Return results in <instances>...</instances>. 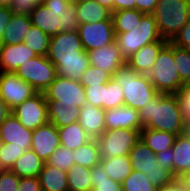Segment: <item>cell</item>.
Returning <instances> with one entry per match:
<instances>
[{
	"mask_svg": "<svg viewBox=\"0 0 190 191\" xmlns=\"http://www.w3.org/2000/svg\"><path fill=\"white\" fill-rule=\"evenodd\" d=\"M47 57L54 64L57 76L80 81L90 66L78 31L59 32L50 36Z\"/></svg>",
	"mask_w": 190,
	"mask_h": 191,
	"instance_id": "6da1fadb",
	"label": "cell"
},
{
	"mask_svg": "<svg viewBox=\"0 0 190 191\" xmlns=\"http://www.w3.org/2000/svg\"><path fill=\"white\" fill-rule=\"evenodd\" d=\"M139 111L142 128L166 131L175 136L185 133L177 94L157 93Z\"/></svg>",
	"mask_w": 190,
	"mask_h": 191,
	"instance_id": "7a4b0ae2",
	"label": "cell"
},
{
	"mask_svg": "<svg viewBox=\"0 0 190 191\" xmlns=\"http://www.w3.org/2000/svg\"><path fill=\"white\" fill-rule=\"evenodd\" d=\"M29 17L31 25L49 36L59 32H75L80 26L75 5L63 0H44L32 10Z\"/></svg>",
	"mask_w": 190,
	"mask_h": 191,
	"instance_id": "3957f363",
	"label": "cell"
},
{
	"mask_svg": "<svg viewBox=\"0 0 190 191\" xmlns=\"http://www.w3.org/2000/svg\"><path fill=\"white\" fill-rule=\"evenodd\" d=\"M112 78L123 90L124 105L136 110H140L158 93L148 75L137 73L127 64L118 68Z\"/></svg>",
	"mask_w": 190,
	"mask_h": 191,
	"instance_id": "277c9868",
	"label": "cell"
},
{
	"mask_svg": "<svg viewBox=\"0 0 190 191\" xmlns=\"http://www.w3.org/2000/svg\"><path fill=\"white\" fill-rule=\"evenodd\" d=\"M152 15L162 39L170 42L190 18V0H158Z\"/></svg>",
	"mask_w": 190,
	"mask_h": 191,
	"instance_id": "5b68a950",
	"label": "cell"
},
{
	"mask_svg": "<svg viewBox=\"0 0 190 191\" xmlns=\"http://www.w3.org/2000/svg\"><path fill=\"white\" fill-rule=\"evenodd\" d=\"M158 93L177 94L182 84L173 57V45L168 42L158 53L151 71L147 74Z\"/></svg>",
	"mask_w": 190,
	"mask_h": 191,
	"instance_id": "8992f818",
	"label": "cell"
},
{
	"mask_svg": "<svg viewBox=\"0 0 190 191\" xmlns=\"http://www.w3.org/2000/svg\"><path fill=\"white\" fill-rule=\"evenodd\" d=\"M129 156L132 169L145 174L156 188L177 180L171 171L160 167L156 154L141 139L134 145Z\"/></svg>",
	"mask_w": 190,
	"mask_h": 191,
	"instance_id": "52a82bcc",
	"label": "cell"
},
{
	"mask_svg": "<svg viewBox=\"0 0 190 191\" xmlns=\"http://www.w3.org/2000/svg\"><path fill=\"white\" fill-rule=\"evenodd\" d=\"M115 35V41L125 61L141 47L162 38L152 14H144L137 27L130 32Z\"/></svg>",
	"mask_w": 190,
	"mask_h": 191,
	"instance_id": "ba28073f",
	"label": "cell"
},
{
	"mask_svg": "<svg viewBox=\"0 0 190 191\" xmlns=\"http://www.w3.org/2000/svg\"><path fill=\"white\" fill-rule=\"evenodd\" d=\"M141 131L133 129H114L105 130L104 133L96 139L100 160L129 155L134 145L140 140Z\"/></svg>",
	"mask_w": 190,
	"mask_h": 191,
	"instance_id": "9c48e42d",
	"label": "cell"
},
{
	"mask_svg": "<svg viewBox=\"0 0 190 191\" xmlns=\"http://www.w3.org/2000/svg\"><path fill=\"white\" fill-rule=\"evenodd\" d=\"M37 92H45L57 76L56 67L47 56L37 55L22 64L15 72Z\"/></svg>",
	"mask_w": 190,
	"mask_h": 191,
	"instance_id": "30bf717a",
	"label": "cell"
},
{
	"mask_svg": "<svg viewBox=\"0 0 190 191\" xmlns=\"http://www.w3.org/2000/svg\"><path fill=\"white\" fill-rule=\"evenodd\" d=\"M46 100L58 101L59 104L80 109L86 104L84 87L78 80L56 76L52 84L44 92Z\"/></svg>",
	"mask_w": 190,
	"mask_h": 191,
	"instance_id": "8fae6325",
	"label": "cell"
},
{
	"mask_svg": "<svg viewBox=\"0 0 190 191\" xmlns=\"http://www.w3.org/2000/svg\"><path fill=\"white\" fill-rule=\"evenodd\" d=\"M14 116L27 129L35 130L49 122L46 98L43 92H37L12 110Z\"/></svg>",
	"mask_w": 190,
	"mask_h": 191,
	"instance_id": "7c38bea8",
	"label": "cell"
},
{
	"mask_svg": "<svg viewBox=\"0 0 190 191\" xmlns=\"http://www.w3.org/2000/svg\"><path fill=\"white\" fill-rule=\"evenodd\" d=\"M78 33L86 52L107 46L116 38L112 19L80 24Z\"/></svg>",
	"mask_w": 190,
	"mask_h": 191,
	"instance_id": "4fadbf2b",
	"label": "cell"
},
{
	"mask_svg": "<svg viewBox=\"0 0 190 191\" xmlns=\"http://www.w3.org/2000/svg\"><path fill=\"white\" fill-rule=\"evenodd\" d=\"M37 91L15 72H0V97L13 110Z\"/></svg>",
	"mask_w": 190,
	"mask_h": 191,
	"instance_id": "5bb4252c",
	"label": "cell"
},
{
	"mask_svg": "<svg viewBox=\"0 0 190 191\" xmlns=\"http://www.w3.org/2000/svg\"><path fill=\"white\" fill-rule=\"evenodd\" d=\"M60 146V137L55 125L48 122L33 130L31 150H33L43 162H47L50 155Z\"/></svg>",
	"mask_w": 190,
	"mask_h": 191,
	"instance_id": "9a60e30c",
	"label": "cell"
},
{
	"mask_svg": "<svg viewBox=\"0 0 190 191\" xmlns=\"http://www.w3.org/2000/svg\"><path fill=\"white\" fill-rule=\"evenodd\" d=\"M33 130L25 128L11 113L0 123V143H12L25 151L31 148Z\"/></svg>",
	"mask_w": 190,
	"mask_h": 191,
	"instance_id": "2e32d148",
	"label": "cell"
},
{
	"mask_svg": "<svg viewBox=\"0 0 190 191\" xmlns=\"http://www.w3.org/2000/svg\"><path fill=\"white\" fill-rule=\"evenodd\" d=\"M87 53L91 66L97 67L111 75H113L118 68L126 64L116 41L107 46L90 50Z\"/></svg>",
	"mask_w": 190,
	"mask_h": 191,
	"instance_id": "e0dca14e",
	"label": "cell"
},
{
	"mask_svg": "<svg viewBox=\"0 0 190 191\" xmlns=\"http://www.w3.org/2000/svg\"><path fill=\"white\" fill-rule=\"evenodd\" d=\"M105 129H133L141 131L139 111L126 105L105 110Z\"/></svg>",
	"mask_w": 190,
	"mask_h": 191,
	"instance_id": "ac0fdd59",
	"label": "cell"
},
{
	"mask_svg": "<svg viewBox=\"0 0 190 191\" xmlns=\"http://www.w3.org/2000/svg\"><path fill=\"white\" fill-rule=\"evenodd\" d=\"M37 56L25 44L0 46V72H16L17 69L31 58Z\"/></svg>",
	"mask_w": 190,
	"mask_h": 191,
	"instance_id": "d6986e66",
	"label": "cell"
},
{
	"mask_svg": "<svg viewBox=\"0 0 190 191\" xmlns=\"http://www.w3.org/2000/svg\"><path fill=\"white\" fill-rule=\"evenodd\" d=\"M167 43V40L161 38L141 47L126 60V64L137 73L147 75L151 71L158 53Z\"/></svg>",
	"mask_w": 190,
	"mask_h": 191,
	"instance_id": "ffe728a7",
	"label": "cell"
},
{
	"mask_svg": "<svg viewBox=\"0 0 190 191\" xmlns=\"http://www.w3.org/2000/svg\"><path fill=\"white\" fill-rule=\"evenodd\" d=\"M78 123L92 139H98L105 129V110L90 104L80 108Z\"/></svg>",
	"mask_w": 190,
	"mask_h": 191,
	"instance_id": "44dd1931",
	"label": "cell"
},
{
	"mask_svg": "<svg viewBox=\"0 0 190 191\" xmlns=\"http://www.w3.org/2000/svg\"><path fill=\"white\" fill-rule=\"evenodd\" d=\"M173 174L179 179L190 169V137L187 133L175 137L173 146Z\"/></svg>",
	"mask_w": 190,
	"mask_h": 191,
	"instance_id": "7402d4cb",
	"label": "cell"
},
{
	"mask_svg": "<svg viewBox=\"0 0 190 191\" xmlns=\"http://www.w3.org/2000/svg\"><path fill=\"white\" fill-rule=\"evenodd\" d=\"M31 21L29 15L12 14L7 27L3 31L1 45H14L24 41Z\"/></svg>",
	"mask_w": 190,
	"mask_h": 191,
	"instance_id": "603a6c76",
	"label": "cell"
},
{
	"mask_svg": "<svg viewBox=\"0 0 190 191\" xmlns=\"http://www.w3.org/2000/svg\"><path fill=\"white\" fill-rule=\"evenodd\" d=\"M75 7L77 19L80 24L112 19V11L100 5L96 0L77 2Z\"/></svg>",
	"mask_w": 190,
	"mask_h": 191,
	"instance_id": "cb8c5ba5",
	"label": "cell"
},
{
	"mask_svg": "<svg viewBox=\"0 0 190 191\" xmlns=\"http://www.w3.org/2000/svg\"><path fill=\"white\" fill-rule=\"evenodd\" d=\"M38 179L42 191H68L67 172L44 163Z\"/></svg>",
	"mask_w": 190,
	"mask_h": 191,
	"instance_id": "d4e9b609",
	"label": "cell"
},
{
	"mask_svg": "<svg viewBox=\"0 0 190 191\" xmlns=\"http://www.w3.org/2000/svg\"><path fill=\"white\" fill-rule=\"evenodd\" d=\"M46 103L49 122L56 127L78 122L80 109H73L69 105L59 104V100H46Z\"/></svg>",
	"mask_w": 190,
	"mask_h": 191,
	"instance_id": "484cf974",
	"label": "cell"
},
{
	"mask_svg": "<svg viewBox=\"0 0 190 191\" xmlns=\"http://www.w3.org/2000/svg\"><path fill=\"white\" fill-rule=\"evenodd\" d=\"M44 163L33 150L29 149L15 161L11 171L20 178L38 177Z\"/></svg>",
	"mask_w": 190,
	"mask_h": 191,
	"instance_id": "4316f807",
	"label": "cell"
},
{
	"mask_svg": "<svg viewBox=\"0 0 190 191\" xmlns=\"http://www.w3.org/2000/svg\"><path fill=\"white\" fill-rule=\"evenodd\" d=\"M57 129L60 137V145L70 150H76L92 140L78 122L57 127Z\"/></svg>",
	"mask_w": 190,
	"mask_h": 191,
	"instance_id": "83f0119b",
	"label": "cell"
},
{
	"mask_svg": "<svg viewBox=\"0 0 190 191\" xmlns=\"http://www.w3.org/2000/svg\"><path fill=\"white\" fill-rule=\"evenodd\" d=\"M100 162L109 177L120 183L125 180L133 170L129 155L114 156L100 160Z\"/></svg>",
	"mask_w": 190,
	"mask_h": 191,
	"instance_id": "f1b7e54d",
	"label": "cell"
},
{
	"mask_svg": "<svg viewBox=\"0 0 190 191\" xmlns=\"http://www.w3.org/2000/svg\"><path fill=\"white\" fill-rule=\"evenodd\" d=\"M175 135L166 131L142 128L140 139L156 154L173 146Z\"/></svg>",
	"mask_w": 190,
	"mask_h": 191,
	"instance_id": "f546056e",
	"label": "cell"
},
{
	"mask_svg": "<svg viewBox=\"0 0 190 191\" xmlns=\"http://www.w3.org/2000/svg\"><path fill=\"white\" fill-rule=\"evenodd\" d=\"M144 13L135 9H122L112 12L115 34L130 32L140 23Z\"/></svg>",
	"mask_w": 190,
	"mask_h": 191,
	"instance_id": "4dcf8cb0",
	"label": "cell"
},
{
	"mask_svg": "<svg viewBox=\"0 0 190 191\" xmlns=\"http://www.w3.org/2000/svg\"><path fill=\"white\" fill-rule=\"evenodd\" d=\"M90 176L91 168L71 166L67 171L68 191H92Z\"/></svg>",
	"mask_w": 190,
	"mask_h": 191,
	"instance_id": "1f68e13d",
	"label": "cell"
},
{
	"mask_svg": "<svg viewBox=\"0 0 190 191\" xmlns=\"http://www.w3.org/2000/svg\"><path fill=\"white\" fill-rule=\"evenodd\" d=\"M92 191H123L120 182L109 177L101 162L91 168Z\"/></svg>",
	"mask_w": 190,
	"mask_h": 191,
	"instance_id": "d6a6232c",
	"label": "cell"
},
{
	"mask_svg": "<svg viewBox=\"0 0 190 191\" xmlns=\"http://www.w3.org/2000/svg\"><path fill=\"white\" fill-rule=\"evenodd\" d=\"M50 36L41 29L31 25L25 34L23 43L36 55L47 56L49 50Z\"/></svg>",
	"mask_w": 190,
	"mask_h": 191,
	"instance_id": "836d02e7",
	"label": "cell"
},
{
	"mask_svg": "<svg viewBox=\"0 0 190 191\" xmlns=\"http://www.w3.org/2000/svg\"><path fill=\"white\" fill-rule=\"evenodd\" d=\"M75 164L92 168L100 162L99 146L96 139H92L78 149L73 150Z\"/></svg>",
	"mask_w": 190,
	"mask_h": 191,
	"instance_id": "e575fe53",
	"label": "cell"
},
{
	"mask_svg": "<svg viewBox=\"0 0 190 191\" xmlns=\"http://www.w3.org/2000/svg\"><path fill=\"white\" fill-rule=\"evenodd\" d=\"M123 191H155L156 187L142 172L132 170L130 175L121 182Z\"/></svg>",
	"mask_w": 190,
	"mask_h": 191,
	"instance_id": "d590c367",
	"label": "cell"
},
{
	"mask_svg": "<svg viewBox=\"0 0 190 191\" xmlns=\"http://www.w3.org/2000/svg\"><path fill=\"white\" fill-rule=\"evenodd\" d=\"M124 105L122 88L113 78L105 83L103 109H111Z\"/></svg>",
	"mask_w": 190,
	"mask_h": 191,
	"instance_id": "8d00e7d4",
	"label": "cell"
},
{
	"mask_svg": "<svg viewBox=\"0 0 190 191\" xmlns=\"http://www.w3.org/2000/svg\"><path fill=\"white\" fill-rule=\"evenodd\" d=\"M48 164L67 172L71 166L75 165L73 150L60 145L49 157Z\"/></svg>",
	"mask_w": 190,
	"mask_h": 191,
	"instance_id": "74e56055",
	"label": "cell"
},
{
	"mask_svg": "<svg viewBox=\"0 0 190 191\" xmlns=\"http://www.w3.org/2000/svg\"><path fill=\"white\" fill-rule=\"evenodd\" d=\"M25 152L12 143H0V165L3 170H11L15 161Z\"/></svg>",
	"mask_w": 190,
	"mask_h": 191,
	"instance_id": "f35d334b",
	"label": "cell"
},
{
	"mask_svg": "<svg viewBox=\"0 0 190 191\" xmlns=\"http://www.w3.org/2000/svg\"><path fill=\"white\" fill-rule=\"evenodd\" d=\"M173 57L180 79L183 82L190 80V50L173 45Z\"/></svg>",
	"mask_w": 190,
	"mask_h": 191,
	"instance_id": "ab89813d",
	"label": "cell"
},
{
	"mask_svg": "<svg viewBox=\"0 0 190 191\" xmlns=\"http://www.w3.org/2000/svg\"><path fill=\"white\" fill-rule=\"evenodd\" d=\"M111 78L110 73L90 65L79 82L85 87L107 83Z\"/></svg>",
	"mask_w": 190,
	"mask_h": 191,
	"instance_id": "60d3db41",
	"label": "cell"
},
{
	"mask_svg": "<svg viewBox=\"0 0 190 191\" xmlns=\"http://www.w3.org/2000/svg\"><path fill=\"white\" fill-rule=\"evenodd\" d=\"M182 119L187 125L190 123V80L182 84L177 93Z\"/></svg>",
	"mask_w": 190,
	"mask_h": 191,
	"instance_id": "b9f144b4",
	"label": "cell"
},
{
	"mask_svg": "<svg viewBox=\"0 0 190 191\" xmlns=\"http://www.w3.org/2000/svg\"><path fill=\"white\" fill-rule=\"evenodd\" d=\"M105 83L85 86L86 103L103 109Z\"/></svg>",
	"mask_w": 190,
	"mask_h": 191,
	"instance_id": "7bdbcfd3",
	"label": "cell"
},
{
	"mask_svg": "<svg viewBox=\"0 0 190 191\" xmlns=\"http://www.w3.org/2000/svg\"><path fill=\"white\" fill-rule=\"evenodd\" d=\"M20 177L11 170L0 172V191H17Z\"/></svg>",
	"mask_w": 190,
	"mask_h": 191,
	"instance_id": "ee69618b",
	"label": "cell"
},
{
	"mask_svg": "<svg viewBox=\"0 0 190 191\" xmlns=\"http://www.w3.org/2000/svg\"><path fill=\"white\" fill-rule=\"evenodd\" d=\"M39 3V0H12L9 9L14 14L29 15Z\"/></svg>",
	"mask_w": 190,
	"mask_h": 191,
	"instance_id": "f6af8a7d",
	"label": "cell"
},
{
	"mask_svg": "<svg viewBox=\"0 0 190 191\" xmlns=\"http://www.w3.org/2000/svg\"><path fill=\"white\" fill-rule=\"evenodd\" d=\"M170 43L176 47L190 50V18Z\"/></svg>",
	"mask_w": 190,
	"mask_h": 191,
	"instance_id": "bcb514c9",
	"label": "cell"
},
{
	"mask_svg": "<svg viewBox=\"0 0 190 191\" xmlns=\"http://www.w3.org/2000/svg\"><path fill=\"white\" fill-rule=\"evenodd\" d=\"M173 151L172 148L164 149L163 151L156 153L157 162L161 168L173 173Z\"/></svg>",
	"mask_w": 190,
	"mask_h": 191,
	"instance_id": "7dc6e473",
	"label": "cell"
},
{
	"mask_svg": "<svg viewBox=\"0 0 190 191\" xmlns=\"http://www.w3.org/2000/svg\"><path fill=\"white\" fill-rule=\"evenodd\" d=\"M17 191H42L38 177L20 178Z\"/></svg>",
	"mask_w": 190,
	"mask_h": 191,
	"instance_id": "c3c4849f",
	"label": "cell"
},
{
	"mask_svg": "<svg viewBox=\"0 0 190 191\" xmlns=\"http://www.w3.org/2000/svg\"><path fill=\"white\" fill-rule=\"evenodd\" d=\"M158 0H135V8L144 14H152Z\"/></svg>",
	"mask_w": 190,
	"mask_h": 191,
	"instance_id": "681fc988",
	"label": "cell"
},
{
	"mask_svg": "<svg viewBox=\"0 0 190 191\" xmlns=\"http://www.w3.org/2000/svg\"><path fill=\"white\" fill-rule=\"evenodd\" d=\"M12 14L9 7H0V39L3 36V31L7 27Z\"/></svg>",
	"mask_w": 190,
	"mask_h": 191,
	"instance_id": "f907efd6",
	"label": "cell"
},
{
	"mask_svg": "<svg viewBox=\"0 0 190 191\" xmlns=\"http://www.w3.org/2000/svg\"><path fill=\"white\" fill-rule=\"evenodd\" d=\"M122 9H135V0H114L113 12Z\"/></svg>",
	"mask_w": 190,
	"mask_h": 191,
	"instance_id": "816d5d0a",
	"label": "cell"
},
{
	"mask_svg": "<svg viewBox=\"0 0 190 191\" xmlns=\"http://www.w3.org/2000/svg\"><path fill=\"white\" fill-rule=\"evenodd\" d=\"M12 110L5 103V101L0 97V123L5 120L10 114Z\"/></svg>",
	"mask_w": 190,
	"mask_h": 191,
	"instance_id": "f5cc1de1",
	"label": "cell"
},
{
	"mask_svg": "<svg viewBox=\"0 0 190 191\" xmlns=\"http://www.w3.org/2000/svg\"><path fill=\"white\" fill-rule=\"evenodd\" d=\"M155 191H177V180L171 184L156 188Z\"/></svg>",
	"mask_w": 190,
	"mask_h": 191,
	"instance_id": "db71d44e",
	"label": "cell"
},
{
	"mask_svg": "<svg viewBox=\"0 0 190 191\" xmlns=\"http://www.w3.org/2000/svg\"><path fill=\"white\" fill-rule=\"evenodd\" d=\"M179 181L187 188L190 189V169L179 178Z\"/></svg>",
	"mask_w": 190,
	"mask_h": 191,
	"instance_id": "11a10c76",
	"label": "cell"
},
{
	"mask_svg": "<svg viewBox=\"0 0 190 191\" xmlns=\"http://www.w3.org/2000/svg\"><path fill=\"white\" fill-rule=\"evenodd\" d=\"M100 5L105 6L113 12V1L114 0H96Z\"/></svg>",
	"mask_w": 190,
	"mask_h": 191,
	"instance_id": "9f6ffc18",
	"label": "cell"
},
{
	"mask_svg": "<svg viewBox=\"0 0 190 191\" xmlns=\"http://www.w3.org/2000/svg\"><path fill=\"white\" fill-rule=\"evenodd\" d=\"M177 191H190L189 188L185 187L179 179H177Z\"/></svg>",
	"mask_w": 190,
	"mask_h": 191,
	"instance_id": "6f0895ef",
	"label": "cell"
},
{
	"mask_svg": "<svg viewBox=\"0 0 190 191\" xmlns=\"http://www.w3.org/2000/svg\"><path fill=\"white\" fill-rule=\"evenodd\" d=\"M12 0H0V7H9Z\"/></svg>",
	"mask_w": 190,
	"mask_h": 191,
	"instance_id": "680465c9",
	"label": "cell"
},
{
	"mask_svg": "<svg viewBox=\"0 0 190 191\" xmlns=\"http://www.w3.org/2000/svg\"><path fill=\"white\" fill-rule=\"evenodd\" d=\"M63 1H65L66 3L70 5H75L78 2V0H63Z\"/></svg>",
	"mask_w": 190,
	"mask_h": 191,
	"instance_id": "91938a15",
	"label": "cell"
},
{
	"mask_svg": "<svg viewBox=\"0 0 190 191\" xmlns=\"http://www.w3.org/2000/svg\"><path fill=\"white\" fill-rule=\"evenodd\" d=\"M185 132H186L187 135L190 137V123H188V124L186 125V130H185Z\"/></svg>",
	"mask_w": 190,
	"mask_h": 191,
	"instance_id": "94428289",
	"label": "cell"
},
{
	"mask_svg": "<svg viewBox=\"0 0 190 191\" xmlns=\"http://www.w3.org/2000/svg\"><path fill=\"white\" fill-rule=\"evenodd\" d=\"M86 1H91V0H78V2H86Z\"/></svg>",
	"mask_w": 190,
	"mask_h": 191,
	"instance_id": "6125c7cd",
	"label": "cell"
}]
</instances>
